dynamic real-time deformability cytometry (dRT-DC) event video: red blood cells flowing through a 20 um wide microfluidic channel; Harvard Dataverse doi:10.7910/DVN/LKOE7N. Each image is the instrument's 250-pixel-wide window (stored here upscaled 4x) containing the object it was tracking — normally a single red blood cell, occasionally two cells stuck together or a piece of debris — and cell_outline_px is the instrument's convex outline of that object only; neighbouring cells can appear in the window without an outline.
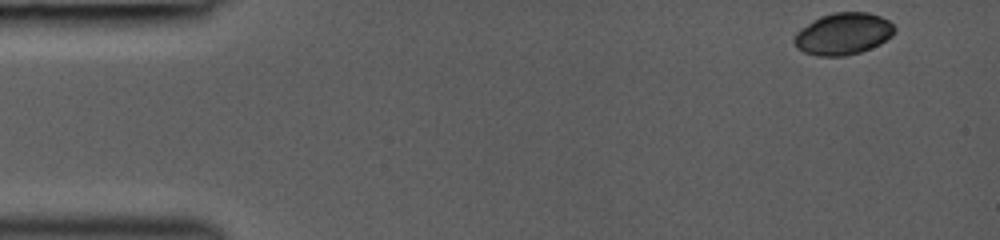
{"species": "common noctule bat (a hibernating species)", "species_latin": "Nyctalus noctula", "temperature_condition": "room temperature", "stored_images_in_passage": 7, "camera_frame_rate_fps": 3000, "um_per_image_px": 0.085, "animal": {"sex": "female", "body_mass_g": 19.0, "forearm_length_mm": 53.3}, "frame": {"image": 1, "passage_image": 1, "time_ms": 0.0, "image_size_px": [1000, 240], "cell_outline_px": [[896, 32], [892, 36], [880, 44], [860, 52], [844, 56], [816, 56], [804, 52], [796, 48], [792, 40], [796, 32], [820, 16], [832, 12], [868, 12], [880, 16], [888, 20], [896, 28]], "centroid_in_image_um": [71.67, 2.88], "position_along_channel_um": 13.3, "area_um2": 24.62}}
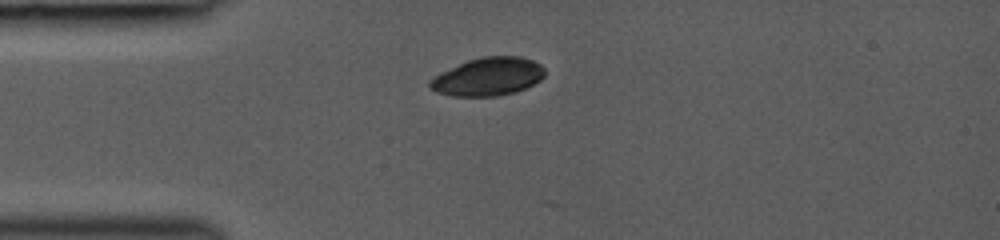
{"frame": {"image": 2, "passage_image": 6, "time_ms": 3.0, "image_size_px": [1000, 240], "cell_outline_px": [[544, 76], [540, 80], [516, 92], [500, 96], [452, 96], [436, 92], [428, 84], [428, 80], [432, 76], [440, 72], [468, 60], [484, 56], [520, 56], [532, 60], [540, 64], [544, 68]], "centroid_in_image_um": [41.46, 6.52], "position_along_channel_um": 43.5, "area_um2": 25.61}}